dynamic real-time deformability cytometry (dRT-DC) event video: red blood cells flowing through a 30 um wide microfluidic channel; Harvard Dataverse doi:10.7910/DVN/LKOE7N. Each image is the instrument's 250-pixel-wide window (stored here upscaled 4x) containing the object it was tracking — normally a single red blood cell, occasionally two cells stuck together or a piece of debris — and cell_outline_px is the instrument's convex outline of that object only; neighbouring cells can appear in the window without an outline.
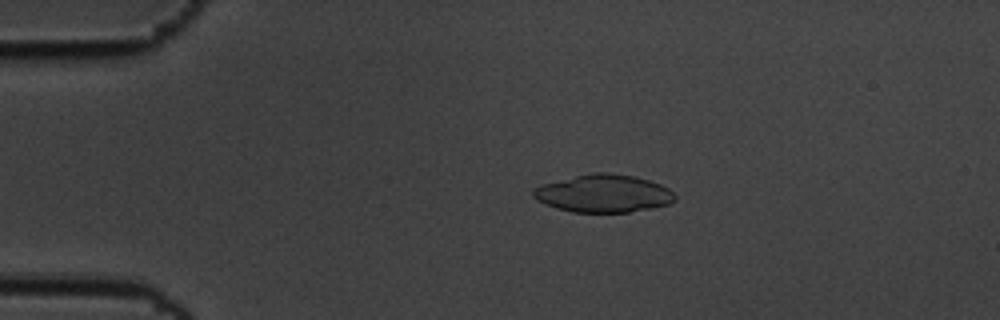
{"species": "common noctule bat (a hibernating species)", "species_latin": "Nyctalus noctula", "temperature_condition": "cold", "stored_images_in_passage": 53, "camera_frame_rate_fps": 3000, "um_per_image_px": 0.085, "animal": {"sex": "male", "body_mass_g": 19.5, "forearm_length_mm": 54.6}, "frame": {"image": 1, "passage_image": 7, "time_ms": 2.0, "image_size_px": [1000, 320], "cell_outline_px": [[676, 200], [668, 204], [652, 208], [628, 212], [572, 212], [556, 208], [536, 200], [532, 196], [532, 188], [544, 184], [592, 172], [608, 172], [636, 176], [660, 184], [668, 188], [676, 196]], "centroid_in_image_um": [51.3, 16.44], "position_along_channel_um": 33.7, "area_um2": 31.15}}